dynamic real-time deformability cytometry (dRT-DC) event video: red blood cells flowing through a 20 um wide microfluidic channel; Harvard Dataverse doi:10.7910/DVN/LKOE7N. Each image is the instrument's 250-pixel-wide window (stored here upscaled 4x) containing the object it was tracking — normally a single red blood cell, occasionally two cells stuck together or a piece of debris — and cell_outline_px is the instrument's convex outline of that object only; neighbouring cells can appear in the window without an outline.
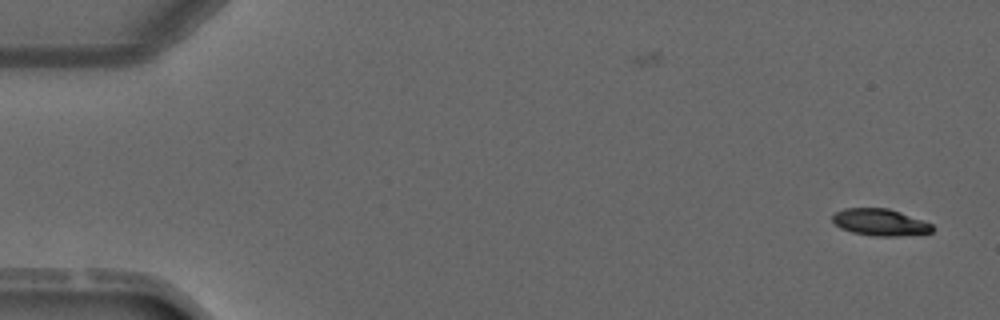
{"species": "common noctule bat (a hibernating species)", "species_latin": "Nyctalus noctula", "temperature_condition": "warm", "stored_images_in_passage": 4, "camera_frame_rate_fps": 3000, "um_per_image_px": 0.085, "animal": {"sex": "male", "forearm_length_mm": 52.5}, "frame": {"image": 1, "passage_image": 1, "time_ms": 0.0, "image_size_px": [1000, 320], "cell_outline_px": [[932, 232], [900, 236], [872, 236], [852, 232], [840, 228], [832, 220], [832, 216], [836, 212], [844, 208], [888, 208], [900, 212], [932, 224]], "centroid_in_image_um": [74.78, 18.89], "position_along_channel_um": 10.2, "area_um2": 15.49}}
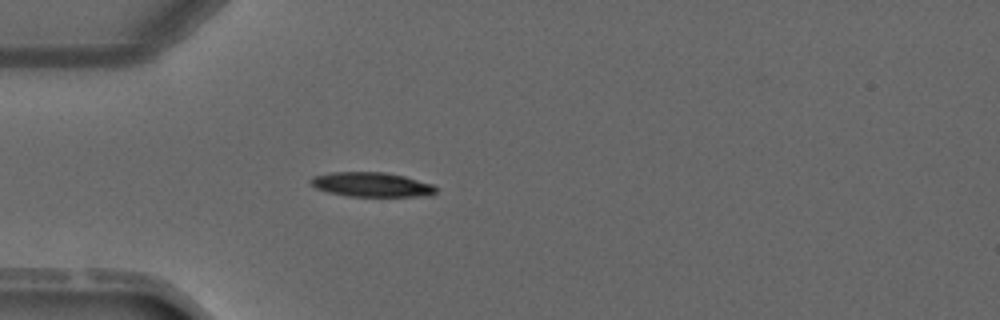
{"frame": {"image": 2, "passage_image": 4, "time_ms": 3.667, "image_size_px": [1000, 320], "cell_outline_px": [[436, 192], [432, 196], [348, 196], [328, 192], [316, 188], [308, 184], [308, 180], [312, 176], [328, 172], [388, 172], [404, 176], [432, 184], [436, 188]], "centroid_in_image_um": [31.54, 15.68], "position_along_channel_um": 53.5, "area_um2": 18.09}}